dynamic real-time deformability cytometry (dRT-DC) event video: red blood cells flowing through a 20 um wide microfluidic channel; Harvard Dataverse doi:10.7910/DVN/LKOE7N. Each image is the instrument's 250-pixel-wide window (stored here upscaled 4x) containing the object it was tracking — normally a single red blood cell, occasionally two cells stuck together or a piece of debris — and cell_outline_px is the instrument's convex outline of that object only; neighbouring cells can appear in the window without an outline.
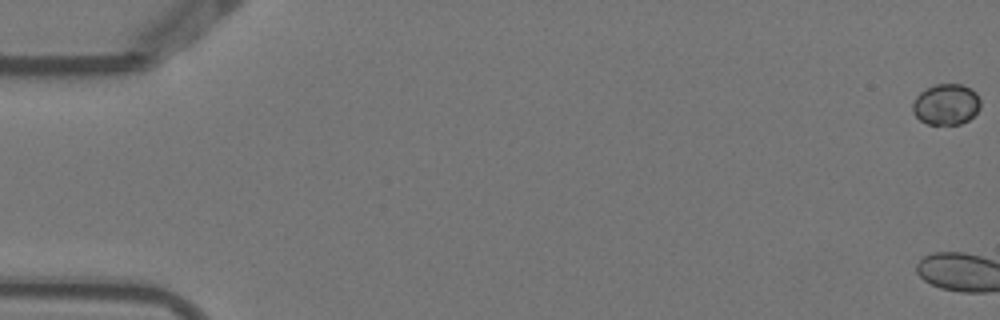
{"species": "Egyptian fruit bat (a non-hibernating species)", "species_latin": "Rousettus aegyptiacus", "temperature_condition": "warm", "stored_images_in_passage": 5, "camera_frame_rate_fps": 3000, "um_per_image_px": 0.085, "animal": {"sex": "female"}, "frame": {"image": 1, "passage_image": 1, "time_ms": 0.0, "image_size_px": [1000, 320], "cell_outline_px": [[980, 108], [968, 120], [960, 124], [928, 124], [920, 120], [912, 112], [912, 104], [916, 96], [920, 92], [936, 84], [960, 84], [972, 88], [976, 92], [980, 100]], "centroid_in_image_um": [80.42, 8.86], "position_along_channel_um": 4.6, "area_um2": 16.18}}